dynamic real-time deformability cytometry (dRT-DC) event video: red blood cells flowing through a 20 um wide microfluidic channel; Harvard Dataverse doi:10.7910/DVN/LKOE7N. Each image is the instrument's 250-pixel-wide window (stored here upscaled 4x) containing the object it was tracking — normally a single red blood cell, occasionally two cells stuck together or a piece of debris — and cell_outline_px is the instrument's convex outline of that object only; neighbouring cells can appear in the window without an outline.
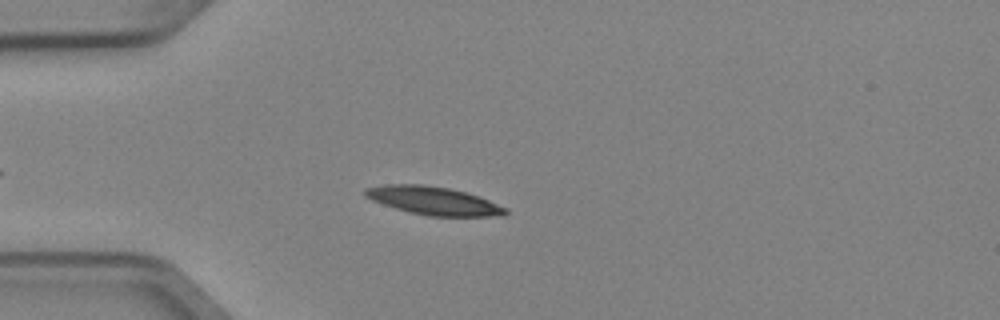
{"species": "Egyptian fruit bat (a non-hibernating species)", "species_latin": "Rousettus aegyptiacus", "temperature_condition": "cold", "stored_images_in_passage": 4, "camera_frame_rate_fps": 3000, "um_per_image_px": 0.085, "animal": {"sex": "female"}, "frame": {"image": 1, "passage_image": 3, "time_ms": 0.667, "image_size_px": [1000, 320], "cell_outline_px": [[508, 212], [504, 216], [428, 216], [408, 212], [372, 200], [364, 196], [364, 188], [388, 184], [420, 184], [448, 188], [468, 192], [480, 196], [508, 208]], "centroid_in_image_um": [36.89, 17.06], "position_along_channel_um": 48.1, "area_um2": 23.18}}